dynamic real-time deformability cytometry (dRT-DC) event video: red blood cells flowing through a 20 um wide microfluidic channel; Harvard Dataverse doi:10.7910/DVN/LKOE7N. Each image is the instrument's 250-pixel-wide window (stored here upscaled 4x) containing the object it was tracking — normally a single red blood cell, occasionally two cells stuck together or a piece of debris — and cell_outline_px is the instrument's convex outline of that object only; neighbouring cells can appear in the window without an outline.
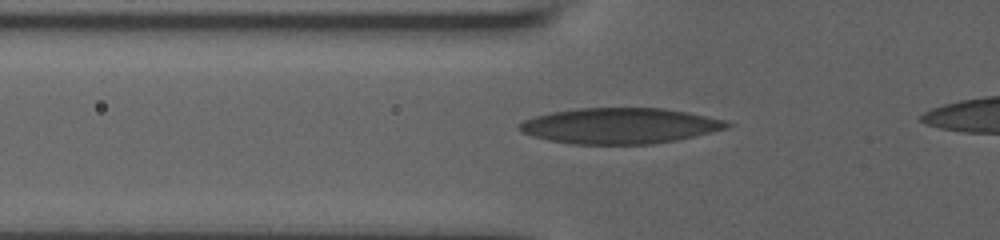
{"species": "human", "species_latin": "Homo sapiens", "temperature_condition": "room temperature", "stored_images_in_passage": 67, "camera_frame_rate_fps": 3000, "um_per_image_px": 0.085, "donor": {"sex": "male"}, "frame": {"image": 1, "passage_image": 4, "time_ms": 0.333, "image_size_px": [1000, 240], "cell_outline_px": [[732, 124], [728, 128], [676, 140], [652, 144], [572, 144], [548, 140], [532, 136], [520, 132], [520, 124], [524, 120], [536, 116], [552, 112], [580, 108], [664, 108], [688, 112], [708, 116], [724, 120]], "centroid_in_image_um": [52.69, 10.69], "position_along_channel_um": 73.1, "area_um2": 43.06}}
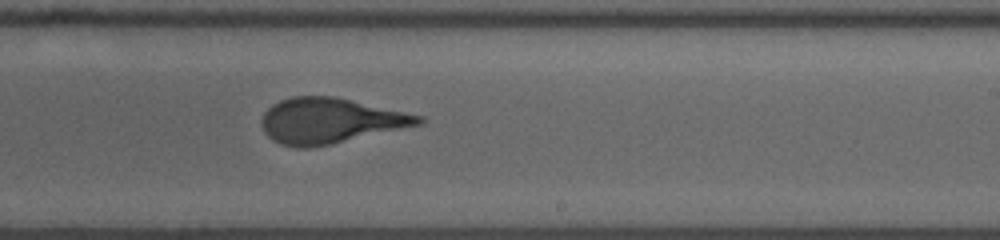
{"frame": {"image": 2, "passage_image": 37, "time_ms": 5.333, "image_size_px": [1000, 240], "cell_outline_px": [[424, 124], [332, 144], [308, 148], [296, 148], [280, 144], [272, 140], [264, 132], [260, 120], [264, 112], [272, 104], [280, 100], [292, 96], [332, 96], [424, 116]], "centroid_in_image_um": [28.04, 10.27], "position_along_channel_um": 261.0, "area_um2": 41.62}}
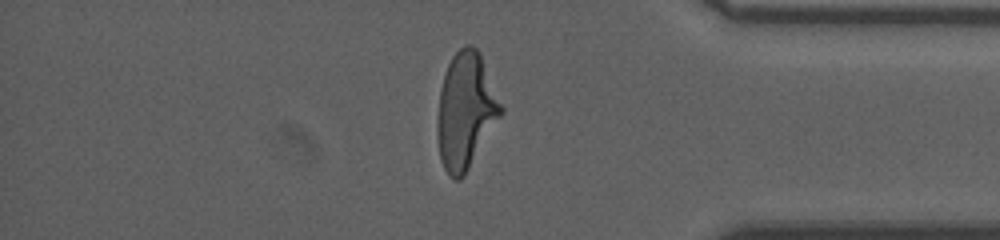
{"frame": {"image": 3, "passage_image": 60, "time_ms": 9.333, "image_size_px": [1000, 240], "cell_outline_px": [[504, 112], [464, 176], [460, 180], [452, 180], [448, 176], [440, 160], [436, 132], [436, 124], [440, 88], [448, 64], [452, 56], [464, 44], [472, 44], [480, 52], [504, 108]], "centroid_in_image_um": [39.58, 9.43], "position_along_channel_um": 395.6, "area_um2": 43.52}}